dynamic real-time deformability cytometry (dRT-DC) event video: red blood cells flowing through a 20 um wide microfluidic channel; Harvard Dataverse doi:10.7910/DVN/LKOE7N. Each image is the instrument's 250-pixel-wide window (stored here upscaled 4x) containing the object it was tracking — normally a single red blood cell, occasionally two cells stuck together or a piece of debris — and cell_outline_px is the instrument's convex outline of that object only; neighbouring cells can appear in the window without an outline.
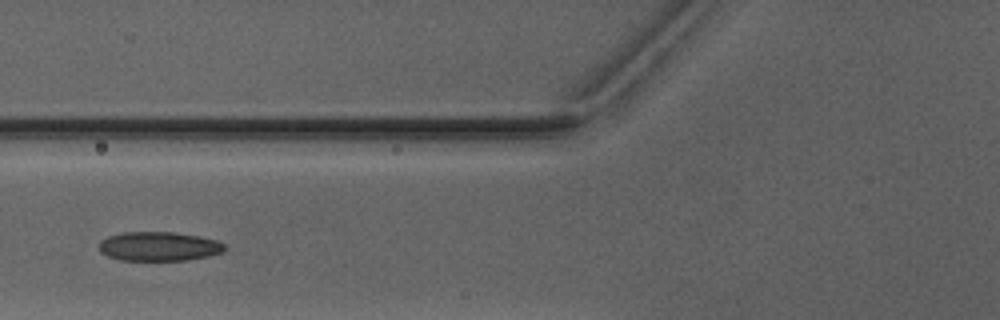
{"species": "Egyptian fruit bat (a non-hibernating species)", "species_latin": "Rousettus aegyptiacus", "temperature_condition": "warm", "stored_images_in_passage": 7, "camera_frame_rate_fps": 3000, "um_per_image_px": 0.085, "animal": {"sex": "male"}, "frame": {"image": 1, "passage_image": 7, "time_ms": 7.333, "image_size_px": [1000, 320], "cell_outline_px": [[224, 248], [220, 252], [208, 256], [184, 260], [120, 260], [108, 256], [100, 252], [100, 240], [108, 236], [124, 232], [172, 232], [200, 236], [216, 240], [224, 244]], "centroid_in_image_um": [13.47, 20.93], "position_along_channel_um": 112.3, "area_um2": 21.15}}